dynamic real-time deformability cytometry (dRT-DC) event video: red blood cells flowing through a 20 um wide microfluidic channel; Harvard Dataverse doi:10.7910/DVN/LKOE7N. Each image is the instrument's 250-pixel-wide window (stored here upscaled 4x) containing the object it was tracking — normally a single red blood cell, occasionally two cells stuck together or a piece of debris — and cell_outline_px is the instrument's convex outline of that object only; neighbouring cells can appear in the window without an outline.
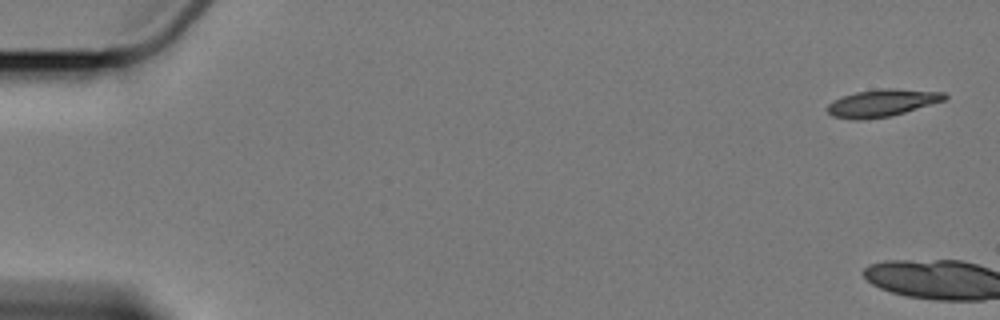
{"species": "Egyptian fruit bat (a non-hibernating species)", "species_latin": "Rousettus aegyptiacus", "temperature_condition": "cold", "stored_images_in_passage": 3, "camera_frame_rate_fps": 3000, "um_per_image_px": 0.085, "animal": {"sex": "female"}, "frame": {"image": 1, "passage_image": 1, "time_ms": 0.0, "image_size_px": [1000, 320], "cell_outline_px": [[948, 96], [944, 100], [904, 112], [888, 116], [860, 120], [852, 120], [832, 116], [828, 112], [828, 104], [844, 96], [856, 92], [884, 88], [892, 88], [944, 92]], "centroid_in_image_um": [74.97, 8.75], "position_along_channel_um": 10.0, "area_um2": 18.26}}